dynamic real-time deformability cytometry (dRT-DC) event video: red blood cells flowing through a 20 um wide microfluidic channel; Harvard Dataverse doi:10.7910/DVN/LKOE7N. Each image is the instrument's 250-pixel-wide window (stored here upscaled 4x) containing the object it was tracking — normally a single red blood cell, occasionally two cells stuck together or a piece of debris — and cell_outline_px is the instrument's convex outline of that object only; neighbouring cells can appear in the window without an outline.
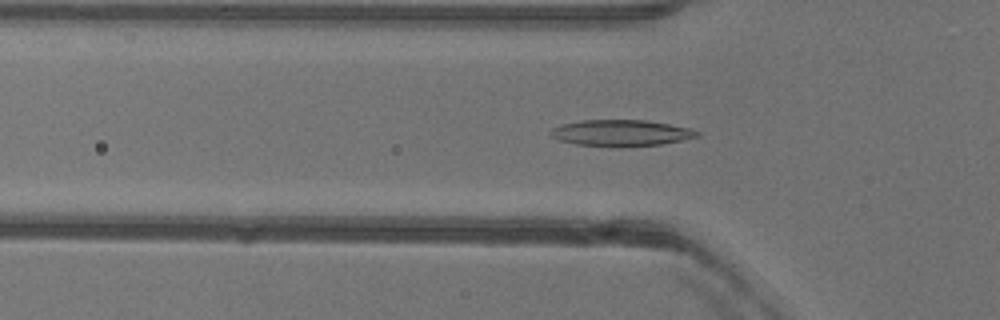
{"species": "common noctule bat (a hibernating species)", "species_latin": "Nyctalus noctula", "temperature_condition": "warm", "stored_images_in_passage": 19, "camera_frame_rate_fps": 3000, "um_per_image_px": 0.085, "animal": {"sex": "female"}, "frame": {"image": 1, "passage_image": 16, "time_ms": 5.0, "image_size_px": [1000, 320], "cell_outline_px": [[700, 136], [660, 144], [620, 148], [612, 148], [576, 144], [560, 140], [552, 136], [548, 132], [552, 128], [564, 124], [584, 120], [648, 120], [688, 128], [700, 132]], "centroid_in_image_um": [52.77, 11.32], "position_along_channel_um": 73.0, "area_um2": 22.54}}